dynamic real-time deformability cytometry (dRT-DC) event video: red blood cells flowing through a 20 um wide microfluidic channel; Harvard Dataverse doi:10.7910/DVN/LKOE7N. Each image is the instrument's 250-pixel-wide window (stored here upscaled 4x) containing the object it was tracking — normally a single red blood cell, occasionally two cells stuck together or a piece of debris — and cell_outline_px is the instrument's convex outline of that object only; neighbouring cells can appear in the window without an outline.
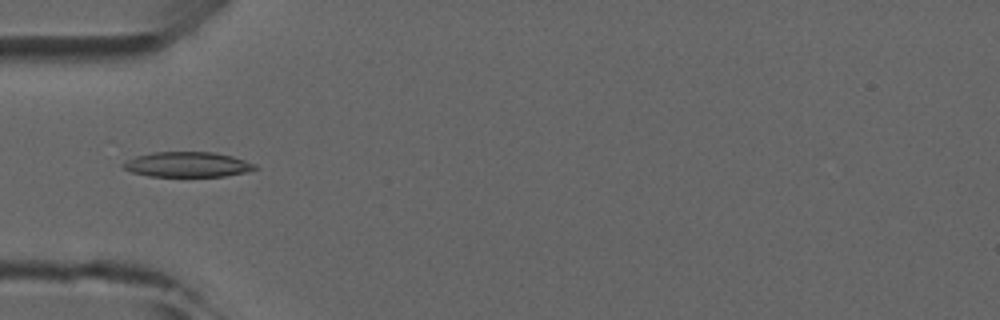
{"species": "common noctule bat (a hibernating species)", "species_latin": "Nyctalus noctula", "temperature_condition": "room temperature", "stored_images_in_passage": 4, "camera_frame_rate_fps": 3000, "um_per_image_px": 0.085, "animal": {"sex": "male", "forearm_length_mm": 52.5}, "frame": {"image": 1, "passage_image": 4, "time_ms": 4.333, "image_size_px": [1000, 320], "cell_outline_px": [[260, 168], [244, 172], [224, 176], [148, 176], [132, 172], [124, 168], [120, 164], [124, 160], [136, 156], [152, 152], [216, 152], [232, 156], [256, 164]], "centroid_in_image_um": [15.91, 13.97], "position_along_channel_um": 69.1, "area_um2": 19.36}}